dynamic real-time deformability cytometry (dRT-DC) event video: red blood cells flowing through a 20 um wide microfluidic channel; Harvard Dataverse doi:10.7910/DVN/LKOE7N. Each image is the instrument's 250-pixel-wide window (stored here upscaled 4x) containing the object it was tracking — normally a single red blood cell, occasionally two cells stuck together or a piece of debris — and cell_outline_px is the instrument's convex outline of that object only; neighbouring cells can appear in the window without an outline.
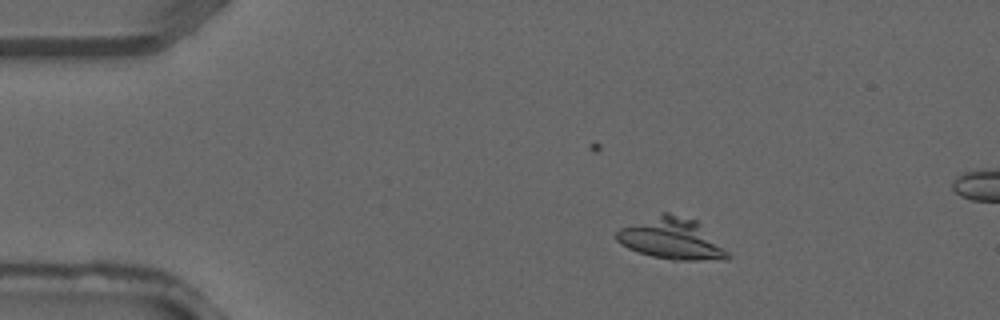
{"species": "common noctule bat (a hibernating species)", "species_latin": "Nyctalus noctula", "temperature_condition": "warm", "stored_images_in_passage": 5, "segment_of_instrument_passage": [1, 2], "camera_frame_rate_fps": 3000, "um_per_image_px": 0.085, "animal": {"sex": "male", "forearm_length_mm": 52.5}, "frame": {"image": 1, "passage_image": 3, "time_ms": 0.667, "image_size_px": [1000, 320], "cell_outline_px": [[732, 256], [728, 260], [672, 260], [652, 256], [628, 248], [620, 244], [616, 240], [616, 232], [620, 228], [660, 212], [668, 212], [696, 220]], "centroid_in_image_um": [57.08, 20.29], "position_along_channel_um": 27.9, "area_um2": 26.76}}